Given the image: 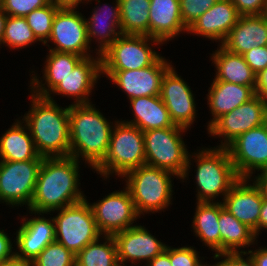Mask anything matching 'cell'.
Masks as SVG:
<instances>
[{"label":"cell","instance_id":"49","mask_svg":"<svg viewBox=\"0 0 267 266\" xmlns=\"http://www.w3.org/2000/svg\"><path fill=\"white\" fill-rule=\"evenodd\" d=\"M0 266H29V264L20 261L16 256L6 261L0 262Z\"/></svg>","mask_w":267,"mask_h":266},{"label":"cell","instance_id":"51","mask_svg":"<svg viewBox=\"0 0 267 266\" xmlns=\"http://www.w3.org/2000/svg\"><path fill=\"white\" fill-rule=\"evenodd\" d=\"M55 3L61 5V6H76L78 7V5L80 3H83L82 1H86V0H52ZM89 2V0H87ZM91 1V0H90Z\"/></svg>","mask_w":267,"mask_h":266},{"label":"cell","instance_id":"42","mask_svg":"<svg viewBox=\"0 0 267 266\" xmlns=\"http://www.w3.org/2000/svg\"><path fill=\"white\" fill-rule=\"evenodd\" d=\"M240 15H262L267 13V0H230Z\"/></svg>","mask_w":267,"mask_h":266},{"label":"cell","instance_id":"10","mask_svg":"<svg viewBox=\"0 0 267 266\" xmlns=\"http://www.w3.org/2000/svg\"><path fill=\"white\" fill-rule=\"evenodd\" d=\"M43 160L0 161V202L27 205L34 194L38 172Z\"/></svg>","mask_w":267,"mask_h":266},{"label":"cell","instance_id":"12","mask_svg":"<svg viewBox=\"0 0 267 266\" xmlns=\"http://www.w3.org/2000/svg\"><path fill=\"white\" fill-rule=\"evenodd\" d=\"M226 148L239 178L250 179L255 170L267 171V122L238 136Z\"/></svg>","mask_w":267,"mask_h":266},{"label":"cell","instance_id":"18","mask_svg":"<svg viewBox=\"0 0 267 266\" xmlns=\"http://www.w3.org/2000/svg\"><path fill=\"white\" fill-rule=\"evenodd\" d=\"M117 247L118 260L131 264L136 261L150 262L166 250V245L141 225H135L113 235Z\"/></svg>","mask_w":267,"mask_h":266},{"label":"cell","instance_id":"31","mask_svg":"<svg viewBox=\"0 0 267 266\" xmlns=\"http://www.w3.org/2000/svg\"><path fill=\"white\" fill-rule=\"evenodd\" d=\"M219 202H198L193 218V230L195 235L203 241L204 245L220 254V230H219Z\"/></svg>","mask_w":267,"mask_h":266},{"label":"cell","instance_id":"20","mask_svg":"<svg viewBox=\"0 0 267 266\" xmlns=\"http://www.w3.org/2000/svg\"><path fill=\"white\" fill-rule=\"evenodd\" d=\"M23 224L16 233L18 252L15 256L27 264L31 263L48 244L55 241L54 219L34 217L29 220L22 217Z\"/></svg>","mask_w":267,"mask_h":266},{"label":"cell","instance_id":"40","mask_svg":"<svg viewBox=\"0 0 267 266\" xmlns=\"http://www.w3.org/2000/svg\"><path fill=\"white\" fill-rule=\"evenodd\" d=\"M245 62L256 73L259 74L267 68V46L251 48L243 54Z\"/></svg>","mask_w":267,"mask_h":266},{"label":"cell","instance_id":"19","mask_svg":"<svg viewBox=\"0 0 267 266\" xmlns=\"http://www.w3.org/2000/svg\"><path fill=\"white\" fill-rule=\"evenodd\" d=\"M247 178H240L223 199V207L240 222L251 228L258 236V220L263 197L255 183L249 184ZM248 184V185H247Z\"/></svg>","mask_w":267,"mask_h":266},{"label":"cell","instance_id":"15","mask_svg":"<svg viewBox=\"0 0 267 266\" xmlns=\"http://www.w3.org/2000/svg\"><path fill=\"white\" fill-rule=\"evenodd\" d=\"M162 56L150 66L136 70H102L130 99L160 95L163 75L171 67Z\"/></svg>","mask_w":267,"mask_h":266},{"label":"cell","instance_id":"30","mask_svg":"<svg viewBox=\"0 0 267 266\" xmlns=\"http://www.w3.org/2000/svg\"><path fill=\"white\" fill-rule=\"evenodd\" d=\"M220 254L239 252L244 246L255 244L254 231L229 213L219 202Z\"/></svg>","mask_w":267,"mask_h":266},{"label":"cell","instance_id":"8","mask_svg":"<svg viewBox=\"0 0 267 266\" xmlns=\"http://www.w3.org/2000/svg\"><path fill=\"white\" fill-rule=\"evenodd\" d=\"M55 240L77 255L85 246L100 239L90 203L86 198L78 203L57 209Z\"/></svg>","mask_w":267,"mask_h":266},{"label":"cell","instance_id":"2","mask_svg":"<svg viewBox=\"0 0 267 266\" xmlns=\"http://www.w3.org/2000/svg\"><path fill=\"white\" fill-rule=\"evenodd\" d=\"M26 123L39 155L43 158L70 156L69 106L60 108L54 99L32 93Z\"/></svg>","mask_w":267,"mask_h":266},{"label":"cell","instance_id":"21","mask_svg":"<svg viewBox=\"0 0 267 266\" xmlns=\"http://www.w3.org/2000/svg\"><path fill=\"white\" fill-rule=\"evenodd\" d=\"M240 17L230 0H218L188 28V33L218 40L221 44Z\"/></svg>","mask_w":267,"mask_h":266},{"label":"cell","instance_id":"37","mask_svg":"<svg viewBox=\"0 0 267 266\" xmlns=\"http://www.w3.org/2000/svg\"><path fill=\"white\" fill-rule=\"evenodd\" d=\"M52 0H1L0 7L8 16L25 17L34 9L48 5Z\"/></svg>","mask_w":267,"mask_h":266},{"label":"cell","instance_id":"39","mask_svg":"<svg viewBox=\"0 0 267 266\" xmlns=\"http://www.w3.org/2000/svg\"><path fill=\"white\" fill-rule=\"evenodd\" d=\"M170 262L172 266H198L201 260L194 247L184 246L181 248L170 247Z\"/></svg>","mask_w":267,"mask_h":266},{"label":"cell","instance_id":"27","mask_svg":"<svg viewBox=\"0 0 267 266\" xmlns=\"http://www.w3.org/2000/svg\"><path fill=\"white\" fill-rule=\"evenodd\" d=\"M130 104L135 117L123 122L137 126L142 132L175 126L159 95L130 99Z\"/></svg>","mask_w":267,"mask_h":266},{"label":"cell","instance_id":"43","mask_svg":"<svg viewBox=\"0 0 267 266\" xmlns=\"http://www.w3.org/2000/svg\"><path fill=\"white\" fill-rule=\"evenodd\" d=\"M11 242L12 241L4 230L0 229V262L6 261L15 256V252L12 251L13 243Z\"/></svg>","mask_w":267,"mask_h":266},{"label":"cell","instance_id":"38","mask_svg":"<svg viewBox=\"0 0 267 266\" xmlns=\"http://www.w3.org/2000/svg\"><path fill=\"white\" fill-rule=\"evenodd\" d=\"M182 21L189 28L192 23L218 0H179Z\"/></svg>","mask_w":267,"mask_h":266},{"label":"cell","instance_id":"41","mask_svg":"<svg viewBox=\"0 0 267 266\" xmlns=\"http://www.w3.org/2000/svg\"><path fill=\"white\" fill-rule=\"evenodd\" d=\"M243 255H247V251L240 250L239 252H226L222 254H214V259L224 257V260L217 262L214 266H256L254 259L250 254L246 259Z\"/></svg>","mask_w":267,"mask_h":266},{"label":"cell","instance_id":"6","mask_svg":"<svg viewBox=\"0 0 267 266\" xmlns=\"http://www.w3.org/2000/svg\"><path fill=\"white\" fill-rule=\"evenodd\" d=\"M194 156L197 162L196 184L198 202H213L219 194L223 199L240 179L234 169L227 148H202ZM215 198V199H214Z\"/></svg>","mask_w":267,"mask_h":266},{"label":"cell","instance_id":"36","mask_svg":"<svg viewBox=\"0 0 267 266\" xmlns=\"http://www.w3.org/2000/svg\"><path fill=\"white\" fill-rule=\"evenodd\" d=\"M75 260L76 255L55 240L29 266H75Z\"/></svg>","mask_w":267,"mask_h":266},{"label":"cell","instance_id":"16","mask_svg":"<svg viewBox=\"0 0 267 266\" xmlns=\"http://www.w3.org/2000/svg\"><path fill=\"white\" fill-rule=\"evenodd\" d=\"M159 96L168 109L172 122L183 128H190L197 111L195 99L190 86L181 79L173 66L163 75Z\"/></svg>","mask_w":267,"mask_h":266},{"label":"cell","instance_id":"45","mask_svg":"<svg viewBox=\"0 0 267 266\" xmlns=\"http://www.w3.org/2000/svg\"><path fill=\"white\" fill-rule=\"evenodd\" d=\"M147 266H172L170 262V247L167 245L166 250L157 255L150 262L146 263Z\"/></svg>","mask_w":267,"mask_h":266},{"label":"cell","instance_id":"17","mask_svg":"<svg viewBox=\"0 0 267 266\" xmlns=\"http://www.w3.org/2000/svg\"><path fill=\"white\" fill-rule=\"evenodd\" d=\"M101 55L96 58L89 56L82 58L74 67V69L64 77L46 96V98H51V93L56 95L60 94L63 96H72L75 98L74 103L79 104H89V95L91 90L97 83L96 80L101 77Z\"/></svg>","mask_w":267,"mask_h":266},{"label":"cell","instance_id":"46","mask_svg":"<svg viewBox=\"0 0 267 266\" xmlns=\"http://www.w3.org/2000/svg\"><path fill=\"white\" fill-rule=\"evenodd\" d=\"M260 249L248 250L247 254H250L255 261L256 266H267V248L259 247Z\"/></svg>","mask_w":267,"mask_h":266},{"label":"cell","instance_id":"14","mask_svg":"<svg viewBox=\"0 0 267 266\" xmlns=\"http://www.w3.org/2000/svg\"><path fill=\"white\" fill-rule=\"evenodd\" d=\"M98 230L104 236L133 227L134 221L140 218L137 214L131 194L125 190L114 191L97 203L90 204Z\"/></svg>","mask_w":267,"mask_h":266},{"label":"cell","instance_id":"3","mask_svg":"<svg viewBox=\"0 0 267 266\" xmlns=\"http://www.w3.org/2000/svg\"><path fill=\"white\" fill-rule=\"evenodd\" d=\"M108 121L92 103L69 105L70 156L95 169L108 151L113 128Z\"/></svg>","mask_w":267,"mask_h":266},{"label":"cell","instance_id":"22","mask_svg":"<svg viewBox=\"0 0 267 266\" xmlns=\"http://www.w3.org/2000/svg\"><path fill=\"white\" fill-rule=\"evenodd\" d=\"M221 45L226 50L240 55L251 48L267 46V13L240 15L237 24Z\"/></svg>","mask_w":267,"mask_h":266},{"label":"cell","instance_id":"24","mask_svg":"<svg viewBox=\"0 0 267 266\" xmlns=\"http://www.w3.org/2000/svg\"><path fill=\"white\" fill-rule=\"evenodd\" d=\"M208 91V105L213 118L208 123V128L222 115L236 109L241 104L252 99L255 89L224 81H213Z\"/></svg>","mask_w":267,"mask_h":266},{"label":"cell","instance_id":"50","mask_svg":"<svg viewBox=\"0 0 267 266\" xmlns=\"http://www.w3.org/2000/svg\"><path fill=\"white\" fill-rule=\"evenodd\" d=\"M7 14L2 10L0 7V45L3 40V34H4V29H5V23L7 20Z\"/></svg>","mask_w":267,"mask_h":266},{"label":"cell","instance_id":"53","mask_svg":"<svg viewBox=\"0 0 267 266\" xmlns=\"http://www.w3.org/2000/svg\"><path fill=\"white\" fill-rule=\"evenodd\" d=\"M198 266H209V264H202V262L198 265ZM210 266H214V265H210Z\"/></svg>","mask_w":267,"mask_h":266},{"label":"cell","instance_id":"28","mask_svg":"<svg viewBox=\"0 0 267 266\" xmlns=\"http://www.w3.org/2000/svg\"><path fill=\"white\" fill-rule=\"evenodd\" d=\"M16 121L17 122L13 123L11 128L0 137V160H43V157L39 155L35 147L27 125H22L23 121Z\"/></svg>","mask_w":267,"mask_h":266},{"label":"cell","instance_id":"48","mask_svg":"<svg viewBox=\"0 0 267 266\" xmlns=\"http://www.w3.org/2000/svg\"><path fill=\"white\" fill-rule=\"evenodd\" d=\"M267 229V200H263L259 220H258V234L262 229Z\"/></svg>","mask_w":267,"mask_h":266},{"label":"cell","instance_id":"34","mask_svg":"<svg viewBox=\"0 0 267 266\" xmlns=\"http://www.w3.org/2000/svg\"><path fill=\"white\" fill-rule=\"evenodd\" d=\"M37 41L25 17L7 16L1 44L22 49Z\"/></svg>","mask_w":267,"mask_h":266},{"label":"cell","instance_id":"32","mask_svg":"<svg viewBox=\"0 0 267 266\" xmlns=\"http://www.w3.org/2000/svg\"><path fill=\"white\" fill-rule=\"evenodd\" d=\"M121 32L149 36L150 0H119Z\"/></svg>","mask_w":267,"mask_h":266},{"label":"cell","instance_id":"11","mask_svg":"<svg viewBox=\"0 0 267 266\" xmlns=\"http://www.w3.org/2000/svg\"><path fill=\"white\" fill-rule=\"evenodd\" d=\"M75 9L76 6H61L57 10L52 22L51 35L45 44L51 41L56 45L49 50L89 57L91 51L86 18Z\"/></svg>","mask_w":267,"mask_h":266},{"label":"cell","instance_id":"13","mask_svg":"<svg viewBox=\"0 0 267 266\" xmlns=\"http://www.w3.org/2000/svg\"><path fill=\"white\" fill-rule=\"evenodd\" d=\"M267 122V102L259 95L219 117L208 129V134L223 138L219 147L226 148L243 133Z\"/></svg>","mask_w":267,"mask_h":266},{"label":"cell","instance_id":"5","mask_svg":"<svg viewBox=\"0 0 267 266\" xmlns=\"http://www.w3.org/2000/svg\"><path fill=\"white\" fill-rule=\"evenodd\" d=\"M112 128L109 147L95 171L106 179L115 173L123 177L132 169L145 164L143 132L134 125L116 121Z\"/></svg>","mask_w":267,"mask_h":266},{"label":"cell","instance_id":"9","mask_svg":"<svg viewBox=\"0 0 267 266\" xmlns=\"http://www.w3.org/2000/svg\"><path fill=\"white\" fill-rule=\"evenodd\" d=\"M150 40L155 45L163 44L150 36L120 35L101 54L102 70H136L153 65L161 56L149 46Z\"/></svg>","mask_w":267,"mask_h":266},{"label":"cell","instance_id":"33","mask_svg":"<svg viewBox=\"0 0 267 266\" xmlns=\"http://www.w3.org/2000/svg\"><path fill=\"white\" fill-rule=\"evenodd\" d=\"M103 244L96 240L85 246L77 255L75 266H112L118 261L117 247L113 236H103Z\"/></svg>","mask_w":267,"mask_h":266},{"label":"cell","instance_id":"25","mask_svg":"<svg viewBox=\"0 0 267 266\" xmlns=\"http://www.w3.org/2000/svg\"><path fill=\"white\" fill-rule=\"evenodd\" d=\"M107 6V4H104L103 9L99 6L96 7V10L93 9L92 16L89 19H86L89 44H91L90 42L94 37L95 39L97 38V41L100 44L99 49L96 48L97 55L104 53L112 43L122 35L119 0H116L115 6L110 8Z\"/></svg>","mask_w":267,"mask_h":266},{"label":"cell","instance_id":"7","mask_svg":"<svg viewBox=\"0 0 267 266\" xmlns=\"http://www.w3.org/2000/svg\"><path fill=\"white\" fill-rule=\"evenodd\" d=\"M185 130L188 129L175 125L144 131L145 164L171 171L179 179H186L192 156L181 137Z\"/></svg>","mask_w":267,"mask_h":266},{"label":"cell","instance_id":"4","mask_svg":"<svg viewBox=\"0 0 267 266\" xmlns=\"http://www.w3.org/2000/svg\"><path fill=\"white\" fill-rule=\"evenodd\" d=\"M174 175L177 176L171 171L144 164L123 176L139 216L161 211L171 204V177Z\"/></svg>","mask_w":267,"mask_h":266},{"label":"cell","instance_id":"29","mask_svg":"<svg viewBox=\"0 0 267 266\" xmlns=\"http://www.w3.org/2000/svg\"><path fill=\"white\" fill-rule=\"evenodd\" d=\"M46 65L43 70L45 83L42 84L36 75L32 76L31 92L40 97H46L49 92L76 66V64L83 58L74 53L56 52L49 50V55L46 56ZM36 77V78H35ZM47 85V87L45 86ZM45 86V87H44Z\"/></svg>","mask_w":267,"mask_h":266},{"label":"cell","instance_id":"26","mask_svg":"<svg viewBox=\"0 0 267 266\" xmlns=\"http://www.w3.org/2000/svg\"><path fill=\"white\" fill-rule=\"evenodd\" d=\"M219 46L211 57L217 69L213 81L251 86L256 89L257 74L245 62L243 55L230 52L221 44Z\"/></svg>","mask_w":267,"mask_h":266},{"label":"cell","instance_id":"47","mask_svg":"<svg viewBox=\"0 0 267 266\" xmlns=\"http://www.w3.org/2000/svg\"><path fill=\"white\" fill-rule=\"evenodd\" d=\"M255 185L260 189L263 200H267V171H261L254 180Z\"/></svg>","mask_w":267,"mask_h":266},{"label":"cell","instance_id":"44","mask_svg":"<svg viewBox=\"0 0 267 266\" xmlns=\"http://www.w3.org/2000/svg\"><path fill=\"white\" fill-rule=\"evenodd\" d=\"M255 92L267 102V68L257 74V85Z\"/></svg>","mask_w":267,"mask_h":266},{"label":"cell","instance_id":"23","mask_svg":"<svg viewBox=\"0 0 267 266\" xmlns=\"http://www.w3.org/2000/svg\"><path fill=\"white\" fill-rule=\"evenodd\" d=\"M188 28L182 21L179 0H150L149 36L163 44Z\"/></svg>","mask_w":267,"mask_h":266},{"label":"cell","instance_id":"1","mask_svg":"<svg viewBox=\"0 0 267 266\" xmlns=\"http://www.w3.org/2000/svg\"><path fill=\"white\" fill-rule=\"evenodd\" d=\"M79 162L71 156L43 158L28 208L31 213H51L85 199L83 192L78 189Z\"/></svg>","mask_w":267,"mask_h":266},{"label":"cell","instance_id":"52","mask_svg":"<svg viewBox=\"0 0 267 266\" xmlns=\"http://www.w3.org/2000/svg\"><path fill=\"white\" fill-rule=\"evenodd\" d=\"M123 264V265H122ZM112 266H127V265H125V263H123V262H121V261H117L114 265H112Z\"/></svg>","mask_w":267,"mask_h":266},{"label":"cell","instance_id":"35","mask_svg":"<svg viewBox=\"0 0 267 266\" xmlns=\"http://www.w3.org/2000/svg\"><path fill=\"white\" fill-rule=\"evenodd\" d=\"M61 5L51 1L48 5L34 9L25 16L26 21L33 31L34 36L44 45L52 31V22L57 10Z\"/></svg>","mask_w":267,"mask_h":266}]
</instances>
